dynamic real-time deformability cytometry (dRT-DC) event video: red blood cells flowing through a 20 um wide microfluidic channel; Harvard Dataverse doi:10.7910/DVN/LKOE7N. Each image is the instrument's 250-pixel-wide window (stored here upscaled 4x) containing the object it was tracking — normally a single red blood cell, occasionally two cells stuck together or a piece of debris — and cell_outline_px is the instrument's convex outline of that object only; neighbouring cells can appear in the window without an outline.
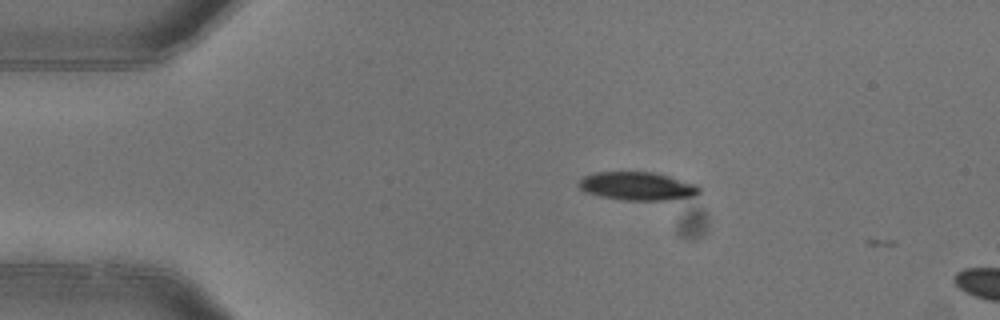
{"species": "common noctule bat (a hibernating species)", "species_latin": "Nyctalus noctula", "temperature_condition": "warm", "stored_images_in_passage": 2, "camera_frame_rate_fps": 3000, "um_per_image_px": 0.085, "animal": {"sex": "female"}, "frame": {"image": 1, "passage_image": 1, "time_ms": 0.0, "image_size_px": [1000, 320], "cell_outline_px": [[700, 192], [692, 196], [672, 200], [620, 200], [600, 196], [584, 192], [576, 184], [584, 176], [596, 172], [656, 172], [696, 184], [700, 188]], "centroid_in_image_um": [54.15, 15.82], "position_along_channel_um": 30.8, "area_um2": 20.0}}